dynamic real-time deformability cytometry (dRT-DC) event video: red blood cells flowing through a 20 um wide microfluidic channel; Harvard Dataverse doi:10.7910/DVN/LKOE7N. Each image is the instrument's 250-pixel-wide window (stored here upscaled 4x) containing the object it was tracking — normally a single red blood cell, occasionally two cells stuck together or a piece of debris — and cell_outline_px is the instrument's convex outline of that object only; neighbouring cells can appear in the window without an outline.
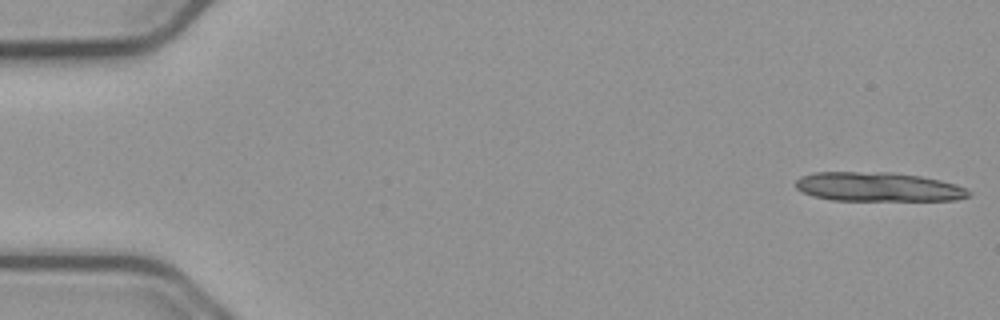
{"species": "common noctule bat (a hibernating species)", "species_latin": "Nyctalus noctula", "temperature_condition": "cold", "stored_images_in_passage": 13, "camera_frame_rate_fps": 3000, "um_per_image_px": 0.085, "animal": {"sex": "male", "body_mass_g": 23.1, "forearm_length_mm": 52.7}, "frame": {"image": 1, "passage_image": 1, "time_ms": 0.0, "image_size_px": [1000, 320], "cell_outline_px": [[972, 192], [968, 196], [956, 200], [832, 200], [812, 196], [796, 188], [796, 180], [800, 176], [812, 172], [892, 172], [920, 176], [940, 180], [956, 184], [968, 188]], "centroid_in_image_um": [74.65, 15.88], "position_along_channel_um": 10.4, "area_um2": 29.54}}